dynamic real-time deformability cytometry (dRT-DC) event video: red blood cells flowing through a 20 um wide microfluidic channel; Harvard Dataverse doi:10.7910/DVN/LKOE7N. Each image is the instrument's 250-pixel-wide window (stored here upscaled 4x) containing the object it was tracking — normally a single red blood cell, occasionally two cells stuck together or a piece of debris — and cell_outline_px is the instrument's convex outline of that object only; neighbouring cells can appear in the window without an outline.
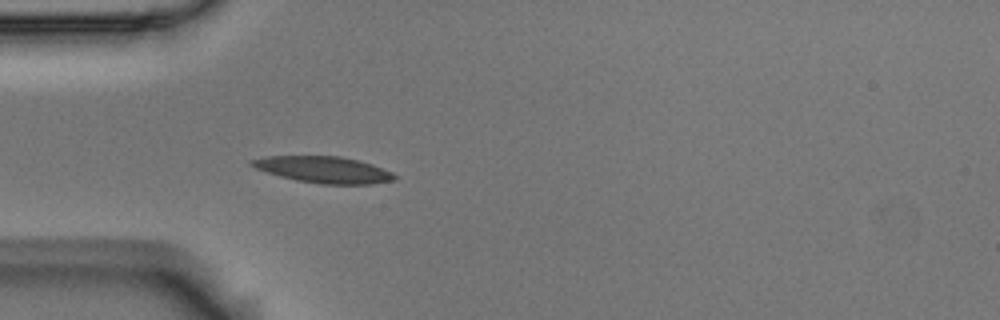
{"species": "Egyptian fruit bat (a non-hibernating species)", "species_latin": "Rousettus aegyptiacus", "temperature_condition": "room temperature", "stored_images_in_passage": 41, "camera_frame_rate_fps": 3000, "um_per_image_px": 0.085, "animal": {"sex": "male"}, "frame": {"image": 1, "passage_image": 1, "time_ms": 0.0, "image_size_px": [1000, 320], "cell_outline_px": [[396, 180], [372, 184], [320, 184], [296, 180], [280, 176], [256, 168], [248, 164], [248, 160], [264, 156], [340, 156], [372, 164], [384, 168], [392, 172], [396, 176]], "centroid_in_image_um": [27.51, 14.42], "position_along_channel_um": 57.5, "area_um2": 22.08}}
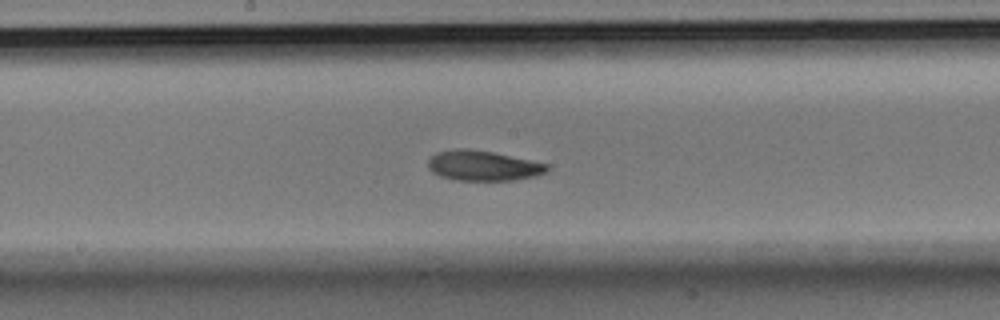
{"frame": {"image": 2, "passage_image": 14, "time_ms": 4.333, "image_size_px": [1000, 320], "cell_outline_px": [[548, 168], [544, 172], [536, 176], [512, 180], [456, 180], [440, 176], [432, 172], [428, 168], [428, 160], [436, 152], [456, 148], [468, 148], [492, 152], [548, 164]], "centroid_in_image_um": [41.01, 14.08], "position_along_channel_um": 207.2, "area_um2": 20.75}}
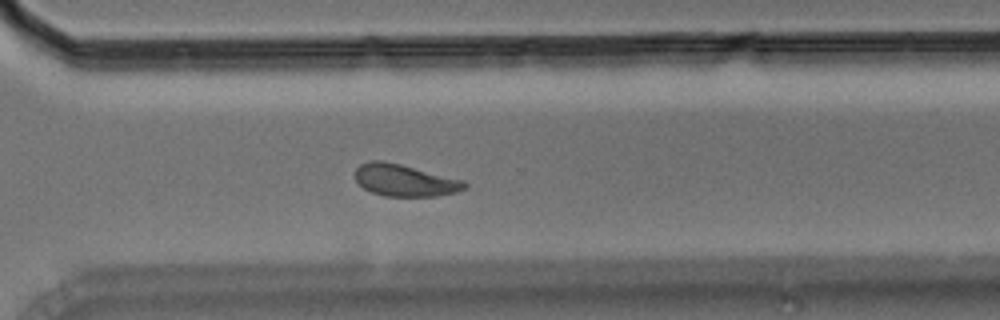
{"frame": {"image": 3, "passage_image": 25, "time_ms": 8.0, "image_size_px": [1000, 320], "cell_outline_px": [[468, 188], [456, 192], [440, 196], [384, 196], [372, 192], [364, 188], [356, 180], [356, 168], [360, 164], [372, 160], [384, 160], [464, 180], [468, 184]], "centroid_in_image_um": [34.44, 15.33], "position_along_channel_um": 336.2, "area_um2": 20.4}, "authors_computed_cell_mechanics": {"area_um2": 20.9236, "velocity_mm_per_s": 3.5285, "shape_relaxation_time_tau1_ms": 5.1605, "shape_relaxation_time_tau2_ms": 7.7781, "deformation_change_tau1": 0.1335, "deformation_change_tau2": 0.1387}}